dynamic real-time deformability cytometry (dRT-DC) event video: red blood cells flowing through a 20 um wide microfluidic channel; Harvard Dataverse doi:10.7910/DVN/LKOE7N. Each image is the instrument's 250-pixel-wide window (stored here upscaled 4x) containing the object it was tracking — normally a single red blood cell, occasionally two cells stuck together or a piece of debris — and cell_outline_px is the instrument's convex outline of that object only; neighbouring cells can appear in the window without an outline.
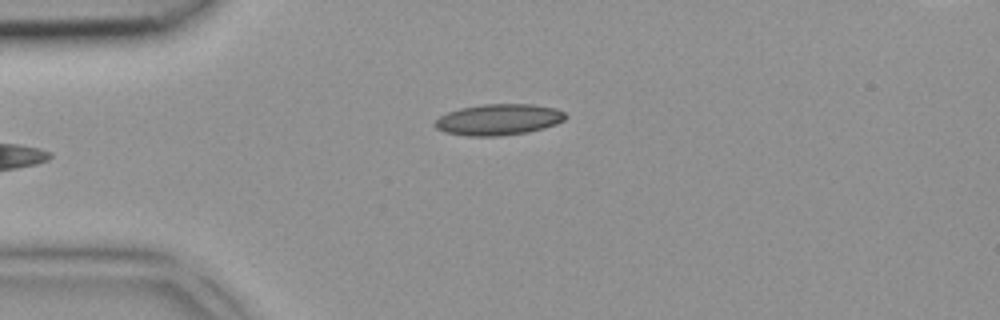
{"species": "common noctule bat (a hibernating species)", "species_latin": "Nyctalus noctula", "temperature_condition": "room temperature", "stored_images_in_passage": 3, "camera_frame_rate_fps": 3000, "um_per_image_px": 0.085, "animal": {"sex": "female", "body_mass_g": 18.4}, "frame": {"image": 1, "passage_image": 3, "time_ms": 0.667, "image_size_px": [1000, 320], "cell_outline_px": [[568, 116], [564, 120], [556, 124], [544, 128], [528, 132], [496, 136], [468, 136], [444, 132], [436, 128], [432, 124], [440, 116], [448, 112], [460, 108], [480, 104], [532, 104], [556, 108], [564, 112]], "centroid_in_image_um": [42.38, 10.16], "position_along_channel_um": 42.6, "area_um2": 23.81}}